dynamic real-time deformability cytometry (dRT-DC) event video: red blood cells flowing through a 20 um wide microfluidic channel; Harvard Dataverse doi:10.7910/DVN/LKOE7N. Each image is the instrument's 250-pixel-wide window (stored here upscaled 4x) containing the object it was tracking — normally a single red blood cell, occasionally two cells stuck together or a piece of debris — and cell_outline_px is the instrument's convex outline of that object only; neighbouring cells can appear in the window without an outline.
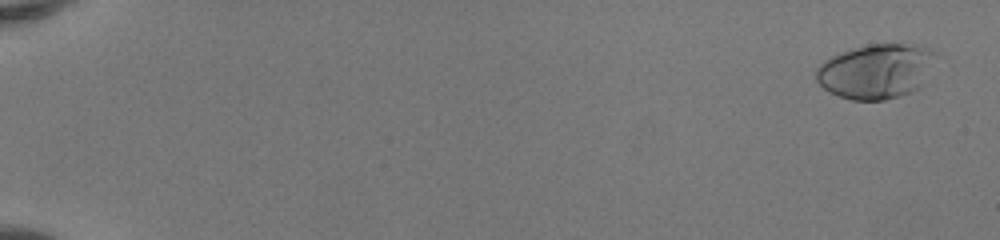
{"species": "human", "species_latin": "Homo sapiens", "temperature_condition": "room temperature", "stored_images_in_passage": 51, "camera_frame_rate_fps": 3000, "um_per_image_px": 0.085, "donor": {"sex": "female"}, "frame": {"image": 1, "passage_image": 1, "time_ms": 0.0, "image_size_px": [1000, 240], "cell_outline_px": [[932, 52], [920, 88], [912, 92], [884, 100], [852, 100], [828, 92], [816, 80], [816, 68], [824, 60], [840, 52], [868, 44], [904, 44], [932, 48]], "centroid_in_image_um": [74.35, 6.07], "position_along_channel_um": 10.6, "area_um2": 37.28}}
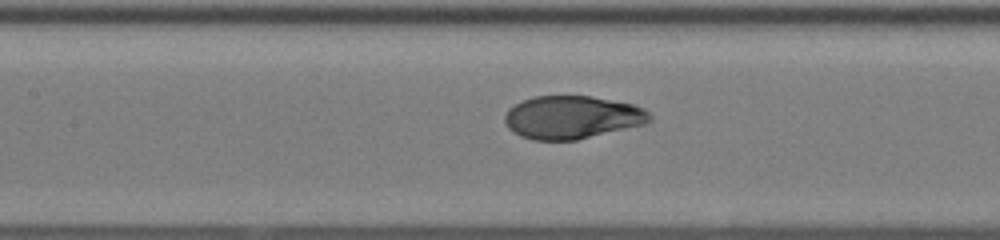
{"frame": {"image": 2, "passage_image": 26, "time_ms": 8.333, "image_size_px": [1000, 240], "cell_outline_px": [[652, 120], [644, 124], [576, 140], [532, 140], [520, 136], [512, 132], [508, 128], [504, 120], [504, 116], [508, 108], [532, 96], [592, 96], [632, 104], [648, 112], [652, 116]], "centroid_in_image_um": [48.58, 9.97], "position_along_channel_um": 158.8, "area_um2": 36.24}}
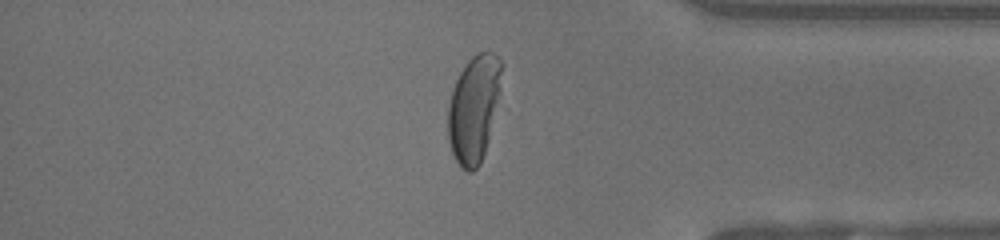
{"frame": {"image": 3, "passage_image": 44, "time_ms": 14.333, "image_size_px": [1000, 240], "cell_outline_px": [[504, 64], [500, 104], [480, 164], [472, 172], [468, 172], [460, 168], [452, 156], [448, 140], [448, 104], [456, 80], [460, 72], [468, 60], [472, 56], [480, 52], [492, 52]], "centroid_in_image_um": [40.31, 9.24], "position_along_channel_um": 394.9, "area_um2": 34.28}, "authors_computed_cell_mechanics": {"area_um2": 36.4718, "velocity_mm_per_s": 4.1355, "shape_relaxation_time_tau1_ms": 4.2562, "shape_relaxation_time_tau2_ms": null, "deformation_change_tau1": 0.2498, "deformation_change_tau2": null}}